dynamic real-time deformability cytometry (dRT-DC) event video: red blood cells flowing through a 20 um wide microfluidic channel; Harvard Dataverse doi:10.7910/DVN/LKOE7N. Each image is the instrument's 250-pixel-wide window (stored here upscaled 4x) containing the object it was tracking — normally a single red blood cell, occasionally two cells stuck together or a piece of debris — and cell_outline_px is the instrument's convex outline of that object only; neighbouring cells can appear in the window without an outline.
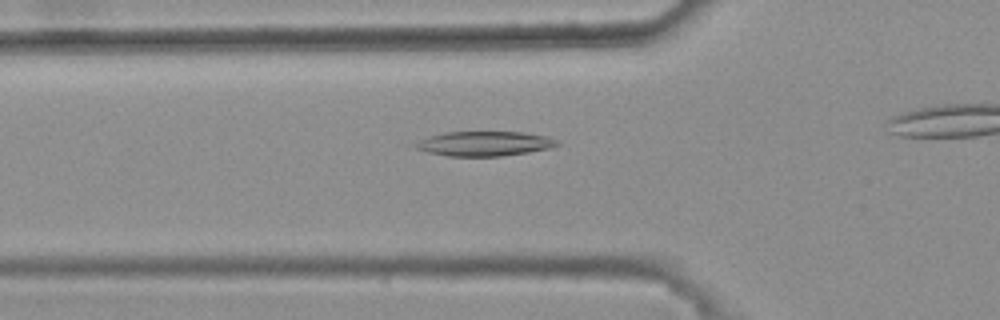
{"species": "common noctule bat (a hibernating species)", "species_latin": "Nyctalus noctula", "temperature_condition": "warm", "stored_images_in_passage": 33, "camera_frame_rate_fps": 3000, "um_per_image_px": 0.085, "animal": {"sex": "female", "body_mass_g": 25.1}, "frame": {"image": 1, "passage_image": 8, "time_ms": 2.333, "image_size_px": [1000, 320], "cell_outline_px": [[560, 144], [552, 148], [528, 152], [500, 156], [448, 156], [428, 152], [416, 148], [416, 144], [420, 140], [444, 132], [524, 132], [544, 136], [556, 140]], "centroid_in_image_um": [41.22, 12.21], "position_along_channel_um": 84.6, "area_um2": 20.06}}
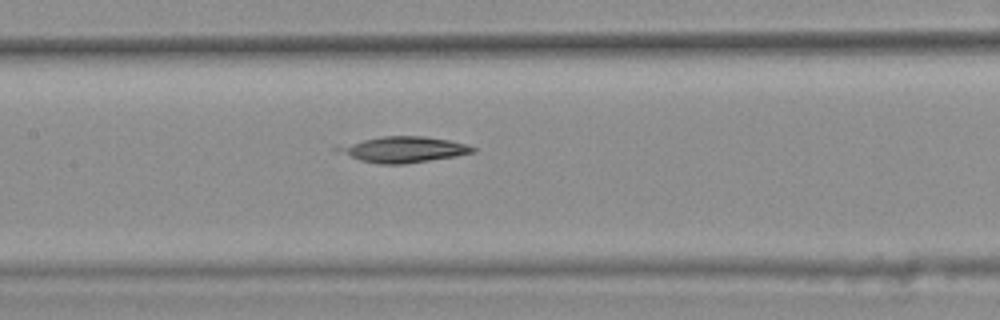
{"frame": {"image": 2, "passage_image": 15, "time_ms": 4.667, "image_size_px": [1000, 320], "cell_outline_px": [[476, 152], [456, 156], [404, 164], [380, 164], [360, 160], [336, 152], [332, 148], [336, 144], [380, 136], [424, 136], [448, 140], [468, 144], [476, 148]], "centroid_in_image_um": [34.2, 12.69], "position_along_channel_um": 173.2, "area_um2": 20.75}}
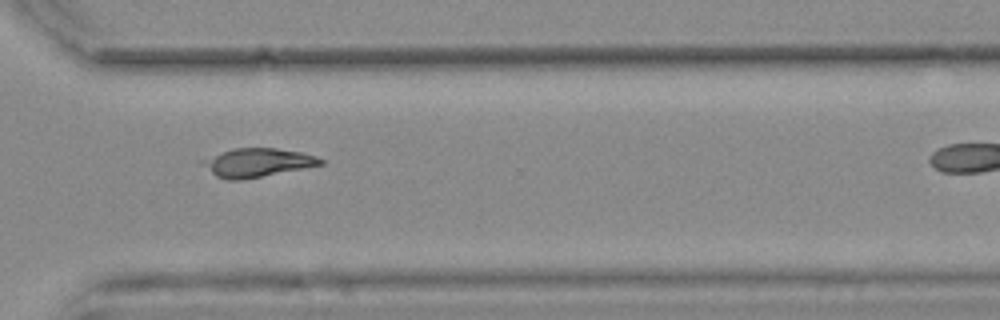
{"frame": {"image": 3, "passage_image": 29, "time_ms": 9.333, "image_size_px": [1000, 320], "cell_outline_px": [[324, 164], [304, 168], [240, 180], [228, 180], [216, 176], [200, 164], [200, 160], [232, 148], [276, 148], [300, 152], [316, 156], [324, 160]], "centroid_in_image_um": [21.85, 13.81], "position_along_channel_um": 348.8, "area_um2": 19.54}}